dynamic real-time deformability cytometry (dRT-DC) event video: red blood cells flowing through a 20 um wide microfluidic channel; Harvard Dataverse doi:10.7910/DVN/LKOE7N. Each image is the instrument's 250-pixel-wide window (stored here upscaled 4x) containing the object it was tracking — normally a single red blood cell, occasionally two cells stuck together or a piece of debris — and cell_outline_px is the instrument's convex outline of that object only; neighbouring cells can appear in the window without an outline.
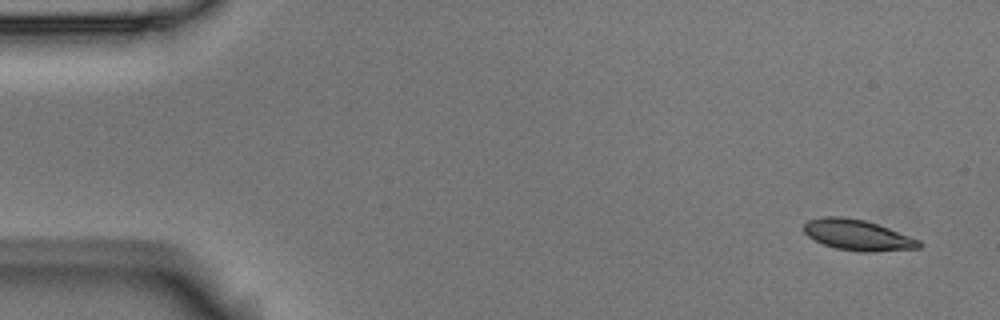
{"species": "Egyptian fruit bat (a non-hibernating species)", "species_latin": "Rousettus aegyptiacus", "temperature_condition": "room temperature", "stored_images_in_passage": 4, "camera_frame_rate_fps": 3000, "um_per_image_px": 0.085, "animal": {"sex": "male"}, "frame": {"image": 1, "passage_image": 1, "time_ms": 0.0, "image_size_px": [1000, 320], "cell_outline_px": [[924, 244], [920, 248], [872, 252], [860, 252], [836, 248], [824, 244], [808, 236], [804, 232], [804, 224], [808, 220], [824, 216], [844, 216], [864, 220], [888, 228], [920, 240]], "centroid_in_image_um": [72.91, 19.98], "position_along_channel_um": 12.1, "area_um2": 20.58}}
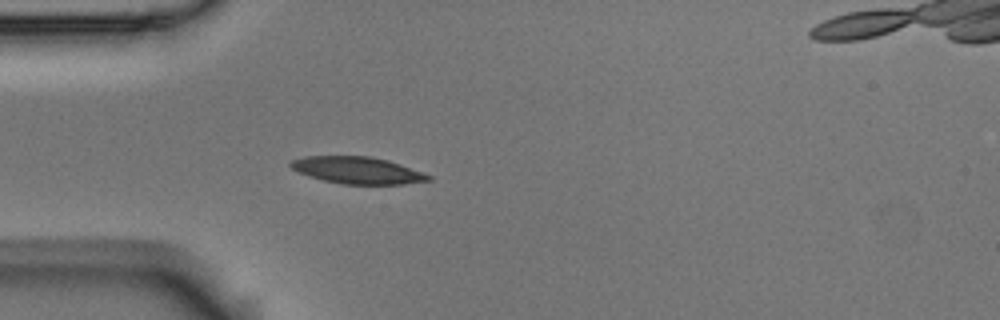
{"frame": {"image": 2, "passage_image": 4, "time_ms": 1.0, "image_size_px": [1000, 320], "cell_outline_px": [[432, 180], [404, 184], [340, 184], [308, 176], [292, 168], [288, 164], [292, 160], [304, 156], [372, 156], [388, 160], [400, 164], [432, 176]], "centroid_in_image_um": [30.38, 14.47], "position_along_channel_um": 54.6, "area_um2": 21.56}}